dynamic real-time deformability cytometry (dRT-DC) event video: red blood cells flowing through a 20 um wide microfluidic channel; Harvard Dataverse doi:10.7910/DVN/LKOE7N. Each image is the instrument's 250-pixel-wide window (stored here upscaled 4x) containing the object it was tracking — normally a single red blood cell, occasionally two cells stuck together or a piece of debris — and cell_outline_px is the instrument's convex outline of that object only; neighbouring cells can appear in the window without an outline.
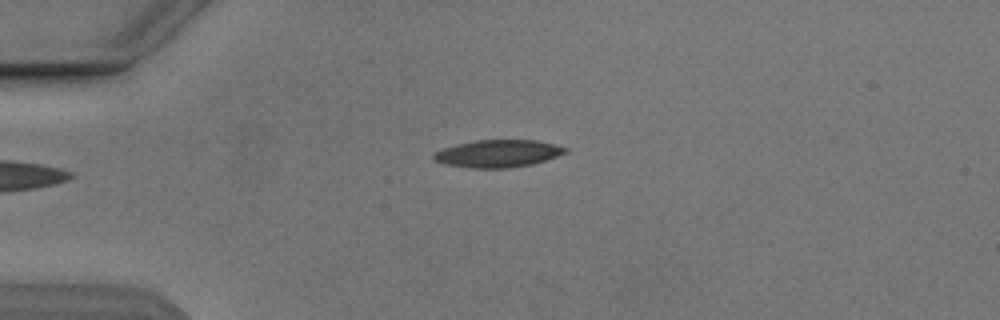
{"species": "Egyptian fruit bat (a non-hibernating species)", "species_latin": "Rousettus aegyptiacus", "temperature_condition": "cold", "stored_images_in_passage": 2, "camera_frame_rate_fps": 3000, "um_per_image_px": 0.085, "animal": {"sex": "male"}, "frame": {"image": 1, "passage_image": 1, "time_ms": 0.0, "image_size_px": [1000, 320], "cell_outline_px": [[568, 152], [532, 164], [512, 168], [472, 168], [448, 164], [436, 160], [432, 156], [436, 152], [444, 148], [456, 144], [476, 140], [536, 140], [568, 148]], "centroid_in_image_um": [42.35, 13.05], "position_along_channel_um": 42.6, "area_um2": 20.75}}